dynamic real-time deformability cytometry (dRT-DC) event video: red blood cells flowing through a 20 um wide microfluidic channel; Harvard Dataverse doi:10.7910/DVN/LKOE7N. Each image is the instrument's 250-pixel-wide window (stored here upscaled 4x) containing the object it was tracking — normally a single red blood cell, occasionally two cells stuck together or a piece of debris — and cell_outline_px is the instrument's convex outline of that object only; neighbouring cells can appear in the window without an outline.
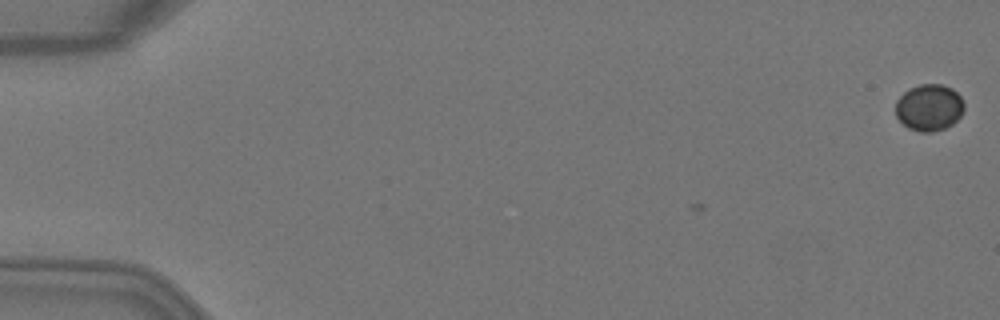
{"species": "Egyptian fruit bat (a non-hibernating species)", "species_latin": "Rousettus aegyptiacus", "temperature_condition": "warm", "stored_images_in_passage": 3, "camera_frame_rate_fps": 3000, "um_per_image_px": 0.085, "animal": {"sex": "female"}, "frame": {"image": 1, "passage_image": 1, "time_ms": 0.0, "image_size_px": [1000, 320], "cell_outline_px": [[964, 108], [960, 116], [952, 124], [944, 128], [932, 132], [920, 132], [908, 128], [896, 116], [896, 100], [908, 88], [920, 84], [944, 84], [952, 88], [960, 96], [964, 104]], "centroid_in_image_um": [78.97, 9.12], "position_along_channel_um": 6.0, "area_um2": 18.67}}